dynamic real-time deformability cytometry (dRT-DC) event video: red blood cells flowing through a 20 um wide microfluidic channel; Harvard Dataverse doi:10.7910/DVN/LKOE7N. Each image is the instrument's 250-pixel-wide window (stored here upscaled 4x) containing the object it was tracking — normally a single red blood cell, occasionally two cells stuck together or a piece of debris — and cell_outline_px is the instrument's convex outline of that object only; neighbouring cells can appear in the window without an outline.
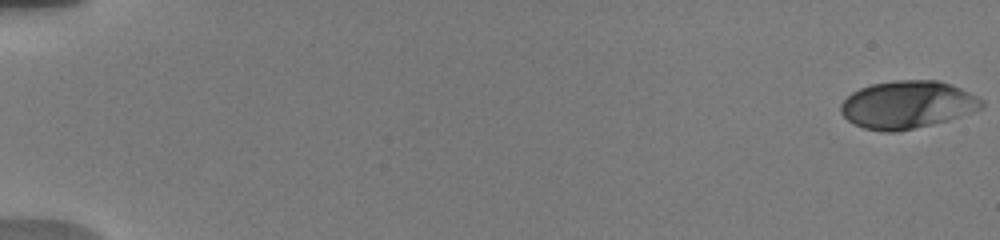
{"species": "human", "species_latin": "Homo sapiens", "temperature_condition": "warm", "stored_images_in_passage": 73, "camera_frame_rate_fps": 3000, "um_per_image_px": 0.085, "donor": {"sex": "male"}, "frame": {"image": 1, "passage_image": 1, "time_ms": 0.0, "image_size_px": [1000, 240], "cell_outline_px": [[984, 104], [980, 108], [972, 112], [948, 120], [896, 132], [884, 132], [864, 128], [848, 120], [840, 112], [840, 104], [852, 92], [860, 88], [872, 84], [896, 80], [936, 80], [960, 88], [984, 100]], "centroid_in_image_um": [77.1, 8.9], "position_along_channel_um": 7.9, "area_um2": 38.78}}
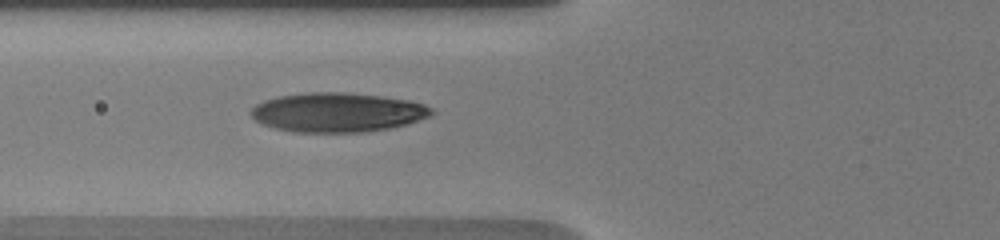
{"frame": {"image": 2, "passage_image": 44, "time_ms": 7.333, "image_size_px": [1000, 240], "cell_outline_px": [[436, 112], [432, 116], [408, 124], [392, 128], [364, 132], [296, 132], [276, 128], [264, 124], [256, 120], [248, 112], [256, 104], [264, 100], [280, 96], [308, 92], [344, 92], [380, 96], [408, 100], [424, 104], [432, 108]], "centroid_in_image_um": [28.73, 9.55], "position_along_channel_um": 97.1, "area_um2": 41.5}}
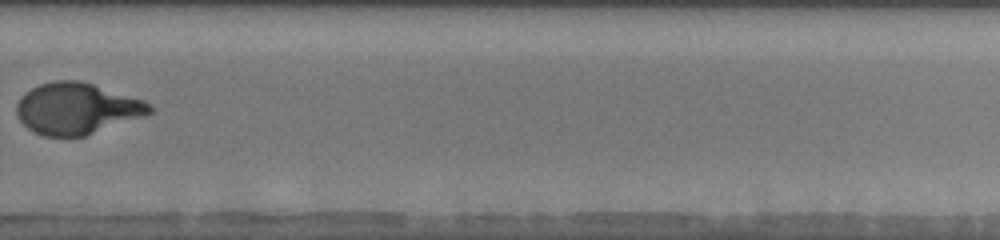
{"frame": {"image": 3, "passage_image": 59, "time_ms": 13.333, "image_size_px": [1000, 240], "cell_outline_px": [[156, 108], [152, 112], [144, 116], [84, 136], [44, 136], [32, 132], [20, 120], [16, 112], [16, 104], [20, 96], [24, 92], [40, 84], [56, 80], [80, 80], [144, 100], [152, 104]], "centroid_in_image_um": [6.53, 9.22], "position_along_channel_um": 323.3, "area_um2": 39.88}, "authors_computed_cell_mechanics": {"area_um2": 38.437, "velocity_mm_per_s": 3.7634, "shape_relaxation_time_tau1_ms": 4.3165, "shape_relaxation_time_tau2_ms": null, "deformation_change_tau1": 0.2118, "deformation_change_tau2": null}}